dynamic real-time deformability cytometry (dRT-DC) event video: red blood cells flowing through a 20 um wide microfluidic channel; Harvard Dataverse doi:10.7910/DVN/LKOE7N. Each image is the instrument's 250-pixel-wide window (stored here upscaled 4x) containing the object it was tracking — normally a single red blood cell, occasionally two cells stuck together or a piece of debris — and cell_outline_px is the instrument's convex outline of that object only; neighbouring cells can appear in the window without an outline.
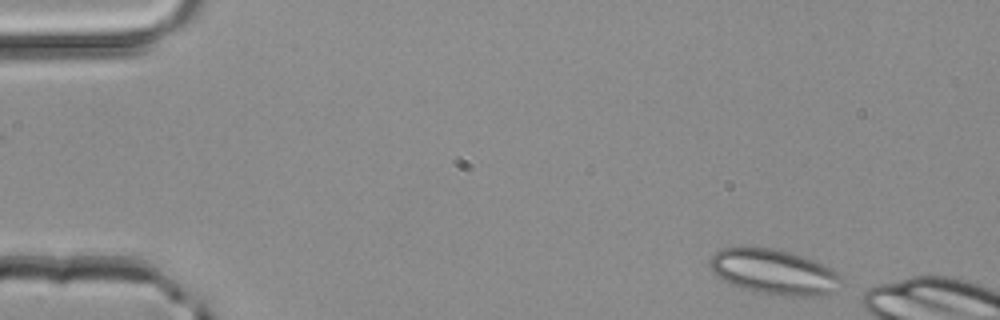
{"species": "common noctule bat (a hibernating species)", "species_latin": "Nyctalus noctula", "temperature_condition": "room temperature", "stored_images_in_passage": 47, "segment_of_instrument_passage": [1, 2], "camera_frame_rate_fps": 3000, "um_per_image_px": 0.085, "animal": {"sex": "male", "body_mass_g": 20.4}, "frame": {"image": 1, "passage_image": 1, "time_ms": 0.0, "image_size_px": [1000, 320], "cell_outline_px": [[844, 284], [836, 292], [820, 296], [784, 296], [752, 292], [740, 288], [720, 280], [712, 272], [708, 264], [712, 256], [720, 248], [768, 248], [792, 252], [832, 268], [840, 276]], "centroid_in_image_um": [65.8, 23.15], "position_along_channel_um": 19.2, "area_um2": 35.08}}